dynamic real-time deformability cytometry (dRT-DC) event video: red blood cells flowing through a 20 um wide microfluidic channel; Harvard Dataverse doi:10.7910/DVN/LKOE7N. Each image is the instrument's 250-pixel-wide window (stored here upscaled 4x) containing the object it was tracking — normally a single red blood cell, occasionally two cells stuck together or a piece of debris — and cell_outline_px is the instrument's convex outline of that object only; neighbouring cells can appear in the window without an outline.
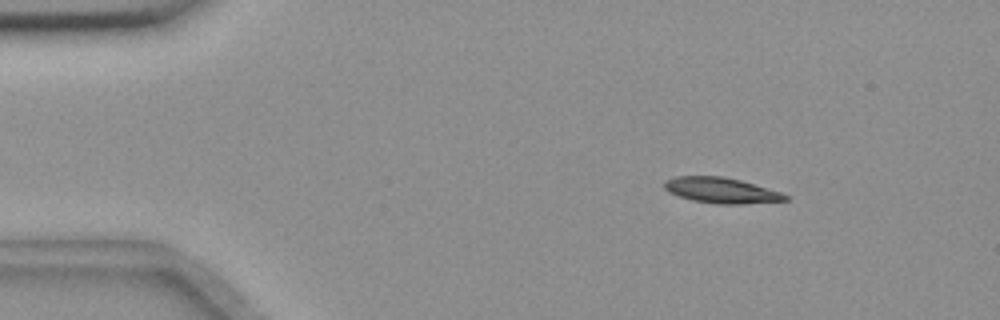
{"species": "common noctule bat (a hibernating species)", "species_latin": "Nyctalus noctula", "temperature_condition": "room temperature", "stored_images_in_passage": 55, "camera_frame_rate_fps": 3000, "um_per_image_px": 0.085, "animal": {"sex": "female", "body_mass_g": 18.4}, "frame": {"image": 1, "passage_image": 7, "time_ms": 2.0, "image_size_px": [1000, 320], "cell_outline_px": [[788, 200], [744, 204], [716, 204], [692, 200], [668, 192], [664, 188], [664, 180], [676, 176], [720, 176], [740, 180], [780, 192], [788, 196]], "centroid_in_image_um": [61.27, 16.18], "position_along_channel_um": 23.7, "area_um2": 17.92}}
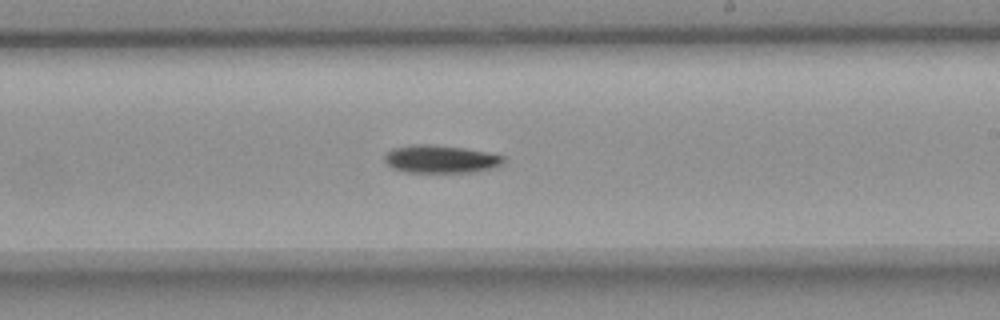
{"frame": {"image": 2, "passage_image": 32, "time_ms": 10.333, "image_size_px": [1000, 320], "cell_outline_px": [[504, 164], [492, 168], [476, 172], [404, 172], [392, 168], [384, 160], [384, 156], [392, 148], [416, 144], [428, 144], [464, 148], [488, 152], [504, 156]], "centroid_in_image_um": [37.47, 13.53], "position_along_channel_um": 251.5, "area_um2": 19.36}}
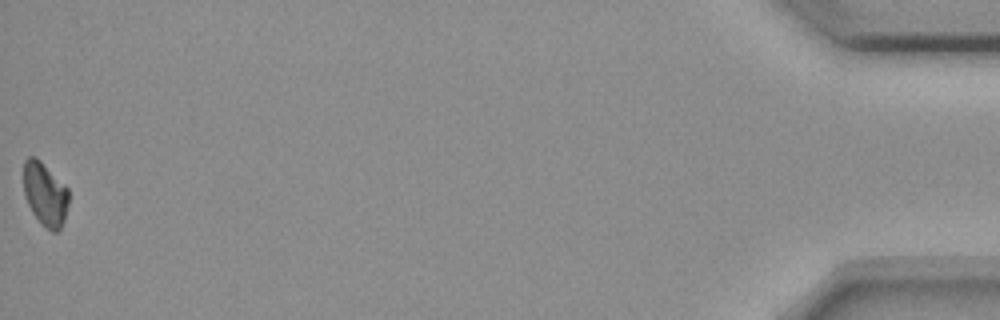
{"frame": {"image": 3, "passage_image": 55, "time_ms": 18.0, "image_size_px": [1000, 320], "cell_outline_px": [[68, 204], [64, 220], [60, 228], [56, 232], [52, 232], [40, 224], [32, 212], [24, 196], [24, 160], [28, 156], [36, 156], [68, 188]], "centroid_in_image_um": [3.82, 16.5], "position_along_channel_um": 431.4, "area_um2": 16.76}, "authors_computed_cell_mechanics": {"area_um2": 18.496, "velocity_mm_per_s": 3.6305, "shape_relaxation_time_tau1_ms": 4.9376, "shape_relaxation_time_tau2_ms": null, "deformation_change_tau1": 0.1038, "deformation_change_tau2": null}}